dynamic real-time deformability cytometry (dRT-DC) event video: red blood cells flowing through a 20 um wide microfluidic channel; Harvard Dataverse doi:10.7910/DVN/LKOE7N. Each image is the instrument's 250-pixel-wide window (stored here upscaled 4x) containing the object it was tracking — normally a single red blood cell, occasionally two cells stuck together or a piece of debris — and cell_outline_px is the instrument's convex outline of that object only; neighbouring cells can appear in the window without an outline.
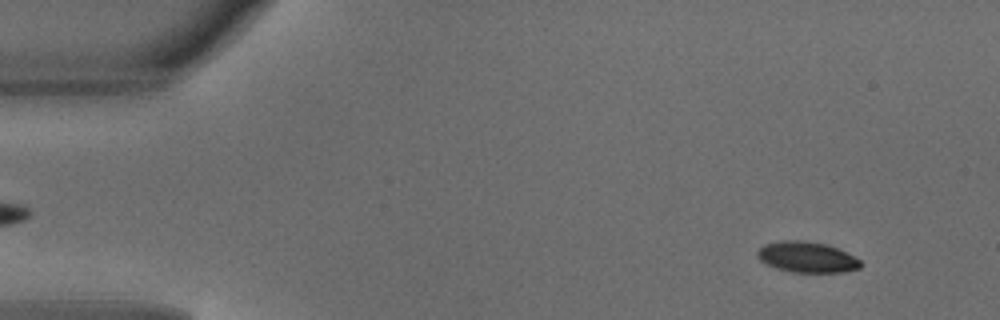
{"species": "common noctule bat (a hibernating species)", "species_latin": "Nyctalus noctula", "temperature_condition": "warm", "stored_images_in_passage": 48, "camera_frame_rate_fps": 3000, "um_per_image_px": 0.085, "animal": {"sex": "male", "body_mass_g": 18.8}, "frame": {"image": 1, "passage_image": 4, "time_ms": 1.0, "image_size_px": [1000, 320], "cell_outline_px": [[864, 264], [860, 268], [844, 272], [792, 272], [768, 264], [760, 260], [756, 256], [756, 252], [764, 244], [784, 240], [800, 240], [824, 244], [836, 248], [860, 260]], "centroid_in_image_um": [68.59, 21.86], "position_along_channel_um": 16.4, "area_um2": 18.21}}
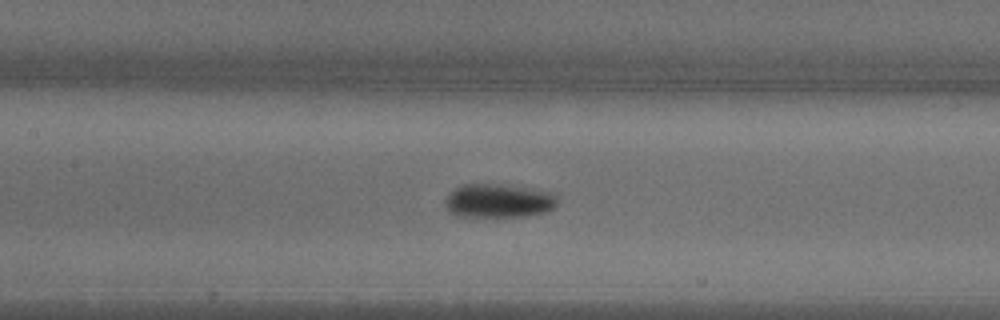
{"frame": {"image": 2, "passage_image": 22, "time_ms": 7.0, "image_size_px": [1000, 320], "cell_outline_px": [[556, 204], [548, 212], [528, 216], [456, 216], [448, 212], [444, 204], [444, 200], [448, 192], [464, 184], [500, 184], [552, 192], [556, 196]], "centroid_in_image_um": [42.33, 17.07], "position_along_channel_um": 165.1, "area_um2": 22.2}}
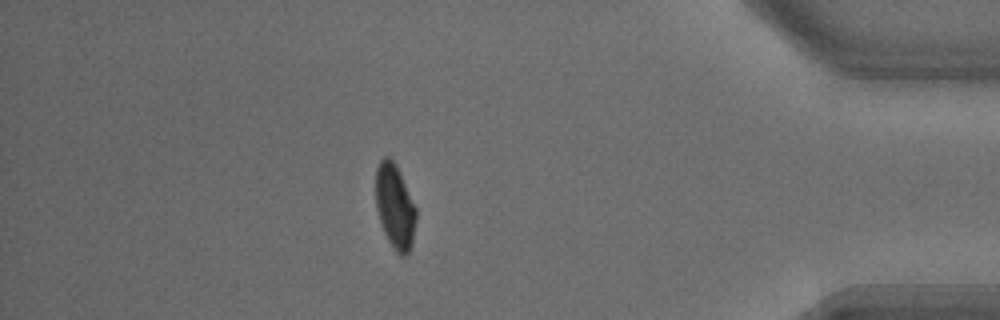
{"frame": {"image": 3, "passage_image": 42, "time_ms": 13.667, "image_size_px": [1000, 320], "cell_outline_px": [[416, 220], [412, 244], [408, 252], [404, 256], [400, 256], [396, 252], [388, 240], [384, 232], [376, 208], [376, 168], [380, 160], [384, 156], [388, 156], [396, 164], [400, 172], [416, 208]], "centroid_in_image_um": [33.57, 17.54], "position_along_channel_um": 401.6, "area_um2": 19.83}, "authors_computed_cell_mechanics": {"area_um2": 20.2878, "velocity_mm_per_s": 4.1531, "shape_relaxation_time_tau1_ms": 2.892, "shape_relaxation_time_tau2_ms": null, "deformation_change_tau1": 0.142, "deformation_change_tau2": null}}